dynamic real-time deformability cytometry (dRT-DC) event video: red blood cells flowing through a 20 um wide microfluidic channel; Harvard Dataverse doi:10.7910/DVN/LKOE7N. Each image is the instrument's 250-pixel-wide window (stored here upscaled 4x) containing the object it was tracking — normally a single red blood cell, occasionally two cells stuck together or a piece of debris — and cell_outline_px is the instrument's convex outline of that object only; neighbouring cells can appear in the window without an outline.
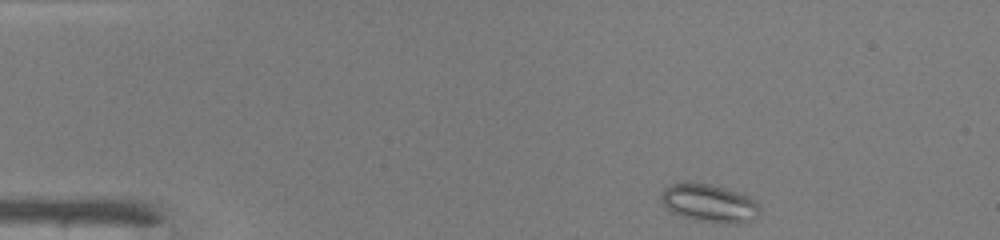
{"species": "common noctule bat (a hibernating species)", "species_latin": "Nyctalus noctula", "temperature_condition": "warm", "stored_images_in_passage": 42, "camera_frame_rate_fps": 3000, "um_per_image_px": 0.085, "animal": {"sex": "male", "body_mass_g": 19.0, "forearm_length_mm": 50.8}, "frame": {"image": 1, "passage_image": 1, "time_ms": 0.0, "image_size_px": [1000, 240], "cell_outline_px": [[760, 212], [756, 220], [740, 224], [724, 224], [692, 220], [668, 212], [660, 200], [660, 196], [664, 188], [672, 184], [688, 180], [728, 188], [748, 196], [756, 200], [760, 208]], "centroid_in_image_um": [60.28, 17.28], "position_along_channel_um": 24.7, "area_um2": 22.89}}
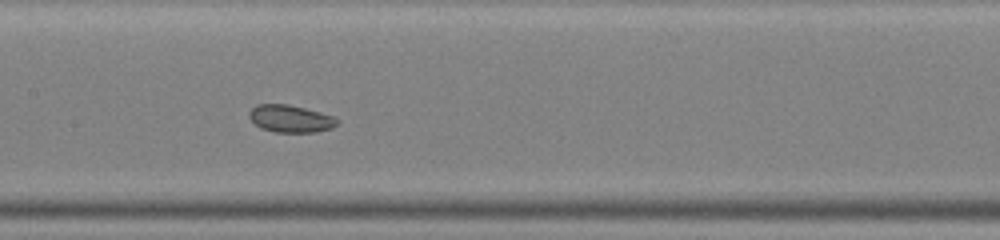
{"frame": {"image": 2, "passage_image": 18, "time_ms": 5.667, "image_size_px": [1000, 240], "cell_outline_px": [[340, 120], [332, 128], [316, 132], [276, 132], [260, 128], [248, 116], [248, 112], [256, 104], [288, 104], [320, 112], [332, 116]], "centroid_in_image_um": [24.68, 10.08], "position_along_channel_um": 182.7, "area_um2": 13.99}}
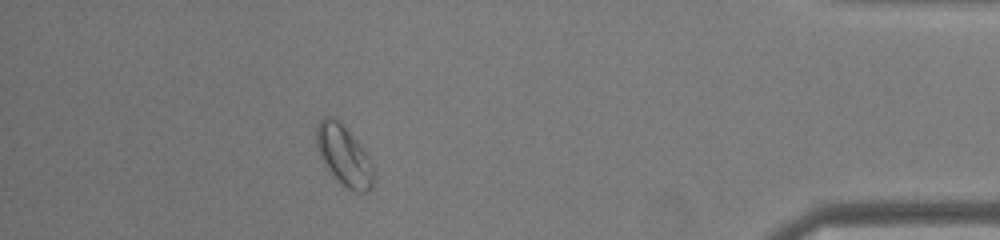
{"frame": {"image": 3, "passage_image": 37, "time_ms": 12.0, "image_size_px": [1000, 240], "cell_outline_px": [[376, 180], [372, 188], [368, 192], [356, 192], [348, 188], [336, 180], [320, 156], [316, 144], [316, 124], [324, 116], [332, 116], [340, 120], [364, 148], [372, 160], [376, 168]], "centroid_in_image_um": [29.3, 13.22], "position_along_channel_um": 405.9, "area_um2": 20.81}, "authors_computed_cell_mechanics": {"area_um2": 16.8487, "velocity_mm_per_s": 4.2046, "shape_relaxation_time_tau1_ms": null, "shape_relaxation_time_tau2_ms": 2.5183, "deformation_change_tau1": null, "deformation_change_tau2": 0.0649}}